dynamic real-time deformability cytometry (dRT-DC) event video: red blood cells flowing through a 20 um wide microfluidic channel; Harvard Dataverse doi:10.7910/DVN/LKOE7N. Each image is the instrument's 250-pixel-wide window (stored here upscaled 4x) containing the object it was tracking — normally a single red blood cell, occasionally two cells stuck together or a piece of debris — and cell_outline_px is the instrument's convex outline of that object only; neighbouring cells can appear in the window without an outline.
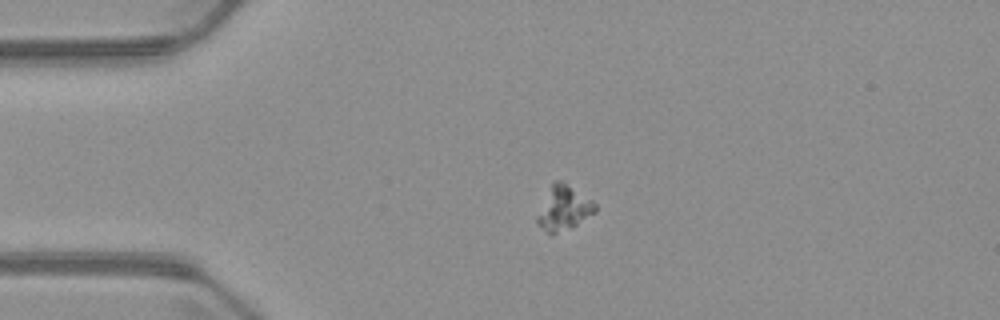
{"species": "common noctule bat (a hibernating species)", "species_latin": "Nyctalus noctula", "temperature_condition": "warm", "stored_images_in_passage": 4, "camera_frame_rate_fps": 3000, "um_per_image_px": 0.085, "animal": {"sex": "male", "body_mass_g": 23.1, "forearm_length_mm": 52.7}, "frame": {"image": 1, "passage_image": 3, "time_ms": 2.333, "image_size_px": [1000, 320], "cell_outline_px": [[596, 212], [572, 228], [552, 236], [536, 224], [536, 216], [552, 184], [556, 180], [560, 180], [592, 200], [596, 204]], "centroid_in_image_um": [47.91, 17.76], "position_along_channel_um": 37.1, "area_um2": 14.91}}